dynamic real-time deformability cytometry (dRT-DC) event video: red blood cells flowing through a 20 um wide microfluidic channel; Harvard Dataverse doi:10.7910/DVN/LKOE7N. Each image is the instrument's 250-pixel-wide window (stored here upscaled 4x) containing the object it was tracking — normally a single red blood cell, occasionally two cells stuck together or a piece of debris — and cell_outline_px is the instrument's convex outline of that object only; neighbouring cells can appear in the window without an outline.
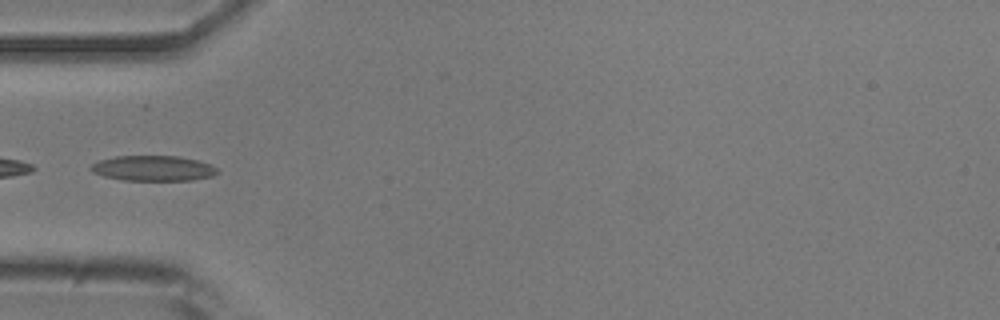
{"species": "common noctule bat (a hibernating species)", "species_latin": "Nyctalus noctula", "temperature_condition": "room temperature", "stored_images_in_passage": 36, "camera_frame_rate_fps": 3000, "um_per_image_px": 0.085, "animal": {"sex": "male", "body_mass_g": 20.5, "forearm_length_mm": 52.5}, "frame": {"image": 1, "passage_image": 1, "time_ms": 0.0, "image_size_px": [1000, 320], "cell_outline_px": [[220, 172], [212, 176], [192, 180], [124, 180], [104, 176], [92, 172], [88, 168], [92, 164], [100, 160], [116, 156], [180, 156], [196, 160], [208, 164], [216, 168]], "centroid_in_image_um": [13.0, 14.3], "position_along_channel_um": 72.0, "area_um2": 18.55}}
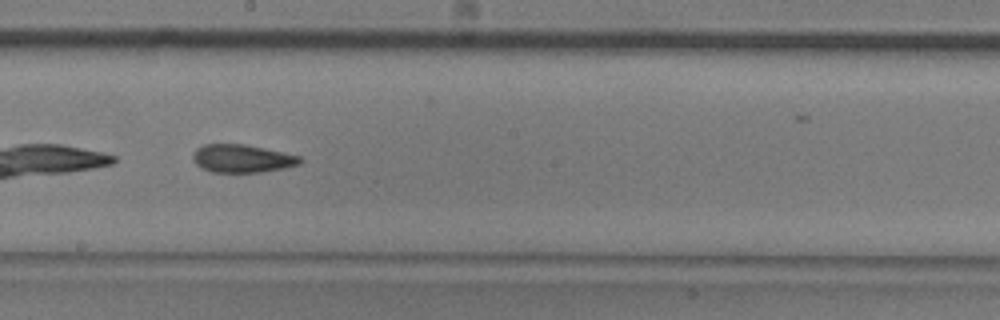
{"frame": {"image": 2, "passage_image": 13, "time_ms": 4.0, "image_size_px": [1000, 320], "cell_outline_px": [[304, 160], [300, 164], [284, 168], [260, 172], [212, 172], [196, 164], [192, 160], [192, 152], [196, 148], [204, 144], [244, 144], [264, 148], [300, 156]], "centroid_in_image_um": [20.57, 13.47], "position_along_channel_um": 227.6, "area_um2": 17.51}}
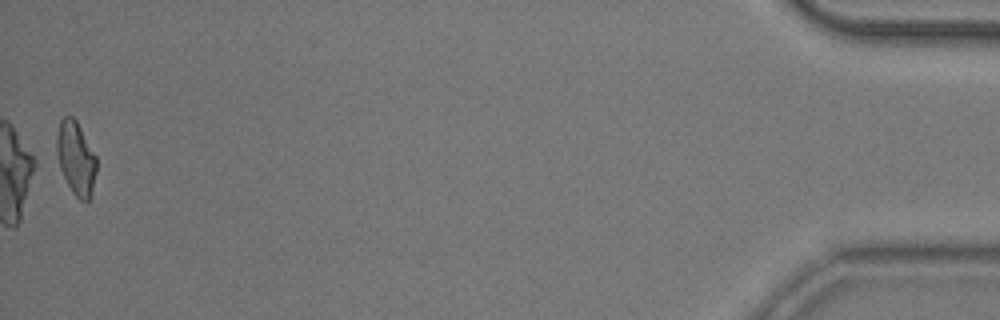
{"frame": {"image": 3, "passage_image": 36, "time_ms": 11.667, "image_size_px": [1000, 320], "cell_outline_px": [[96, 172], [92, 192], [88, 200], [80, 200], [72, 192], [60, 168], [56, 152], [56, 136], [60, 120], [64, 116], [72, 116], [76, 120], [96, 156]], "centroid_in_image_um": [6.44, 13.42], "position_along_channel_um": 428.8, "area_um2": 16.88}}